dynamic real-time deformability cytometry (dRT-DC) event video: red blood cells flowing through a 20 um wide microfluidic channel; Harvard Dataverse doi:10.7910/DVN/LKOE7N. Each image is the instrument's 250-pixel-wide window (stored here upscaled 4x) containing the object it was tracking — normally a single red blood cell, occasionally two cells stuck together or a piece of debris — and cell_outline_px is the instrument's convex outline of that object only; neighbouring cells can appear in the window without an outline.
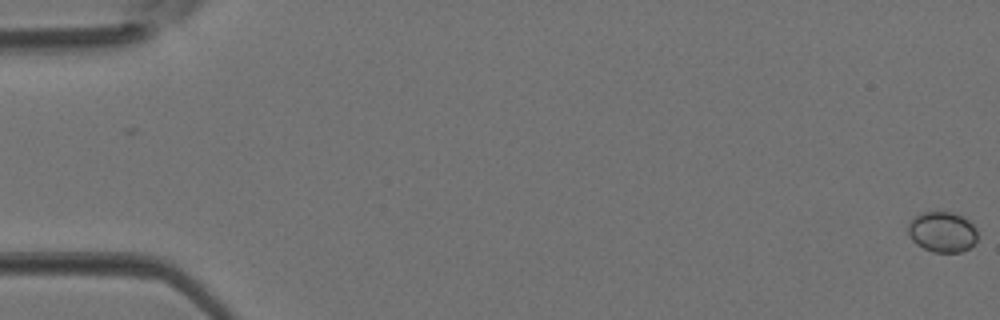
{"species": "Egyptian fruit bat (a non-hibernating species)", "species_latin": "Rousettus aegyptiacus", "temperature_condition": "room temperature", "stored_images_in_passage": 5, "camera_frame_rate_fps": 3000, "um_per_image_px": 0.085, "animal": {"sex": "female"}, "frame": {"image": 1, "passage_image": 1, "time_ms": 0.0, "image_size_px": [1000, 320], "cell_outline_px": [[976, 240], [968, 248], [960, 252], [932, 252], [916, 244], [912, 240], [908, 232], [908, 224], [920, 212], [952, 212], [968, 220], [976, 228]], "centroid_in_image_um": [80.07, 19.71], "position_along_channel_um": 4.9, "area_um2": 16.18}}
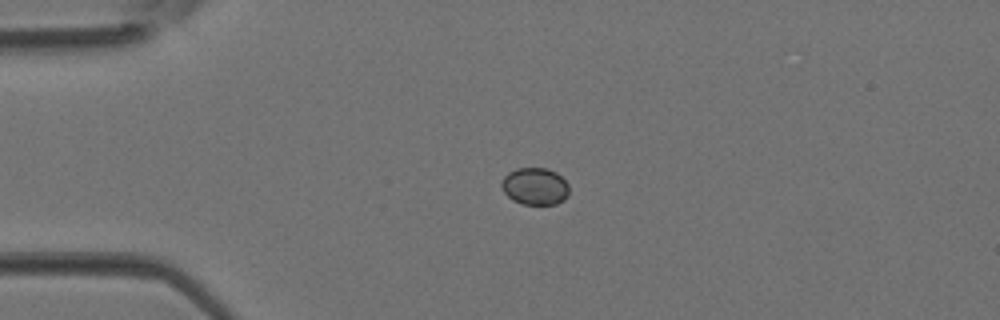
{"frame": {"image": 2, "passage_image": 4, "time_ms": 1.0, "image_size_px": [1000, 320], "cell_outline_px": [[568, 196], [564, 200], [556, 204], [524, 204], [512, 200], [504, 192], [500, 184], [504, 176], [508, 172], [516, 168], [548, 168], [556, 172], [568, 184]], "centroid_in_image_um": [45.46, 15.83], "position_along_channel_um": 39.5, "area_um2": 14.68}}
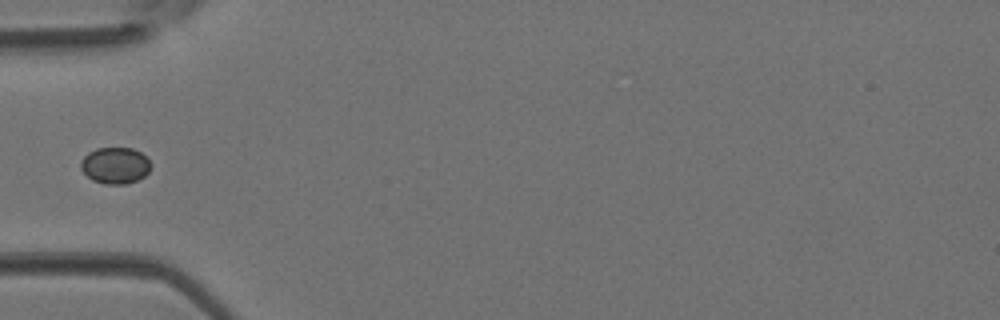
{"frame": {"image": 3, "passage_image": 5, "time_ms": 1.333, "image_size_px": [1000, 320], "cell_outline_px": [[152, 164], [148, 172], [144, 176], [136, 180], [124, 184], [104, 184], [92, 180], [80, 168], [80, 160], [88, 152], [96, 148], [132, 148], [140, 152]], "centroid_in_image_um": [9.76, 14.06], "position_along_channel_um": 75.2, "area_um2": 14.85}}